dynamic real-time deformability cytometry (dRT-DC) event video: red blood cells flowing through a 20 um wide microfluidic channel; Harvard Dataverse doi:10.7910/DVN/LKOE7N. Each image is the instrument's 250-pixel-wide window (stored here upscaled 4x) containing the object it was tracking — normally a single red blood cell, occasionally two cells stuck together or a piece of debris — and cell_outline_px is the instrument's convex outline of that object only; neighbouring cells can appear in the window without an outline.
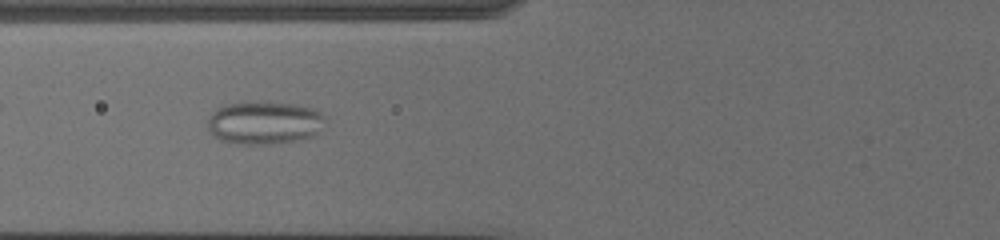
{"species": "common noctule bat (a hibernating species)", "species_latin": "Nyctalus noctula", "temperature_condition": "cold", "stored_images_in_passage": 41, "camera_frame_rate_fps": 3000, "um_per_image_px": 0.085, "animal": {"sex": "female", "body_mass_g": 19.5, "forearm_length_mm": 54.1}, "frame": {"image": 1, "passage_image": 12, "time_ms": 3.667, "image_size_px": [1000, 240], "cell_outline_px": [[324, 116], [312, 136], [272, 144], [240, 144], [220, 140], [208, 128], [208, 120], [212, 112], [216, 108], [224, 104], [244, 100], [248, 100], [292, 104], [312, 108], [320, 112]], "centroid_in_image_um": [22.36, 10.39], "position_along_channel_um": 103.4, "area_um2": 29.13}}
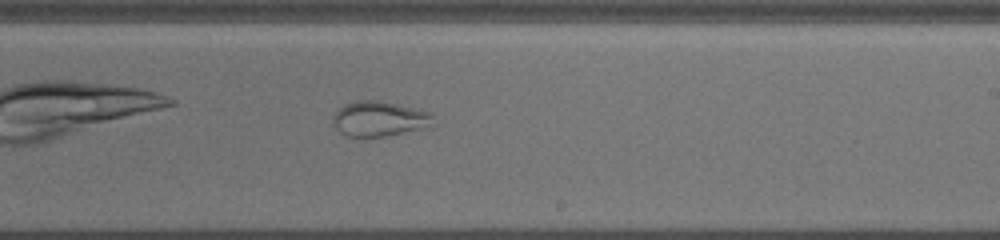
{"frame": {"image": 2, "passage_image": 24, "time_ms": 7.667, "image_size_px": [1000, 240], "cell_outline_px": [[432, 116], [420, 128], [384, 136], [348, 136], [340, 132], [336, 124], [336, 108], [344, 104], [356, 100], [376, 100], [396, 104], [428, 112]], "centroid_in_image_um": [32.13, 10.07], "position_along_channel_um": 256.9, "area_um2": 19.31}, "authors_computed_cell_mechanics": {"area_um2": 27.3394, "velocity_mm_per_s": 3.8436, "shape_relaxation_time_tau1_ms": null, "shape_relaxation_time_tau2_ms": 1.7695, "deformation_change_tau1": null, "deformation_change_tau2": 0.0489}}